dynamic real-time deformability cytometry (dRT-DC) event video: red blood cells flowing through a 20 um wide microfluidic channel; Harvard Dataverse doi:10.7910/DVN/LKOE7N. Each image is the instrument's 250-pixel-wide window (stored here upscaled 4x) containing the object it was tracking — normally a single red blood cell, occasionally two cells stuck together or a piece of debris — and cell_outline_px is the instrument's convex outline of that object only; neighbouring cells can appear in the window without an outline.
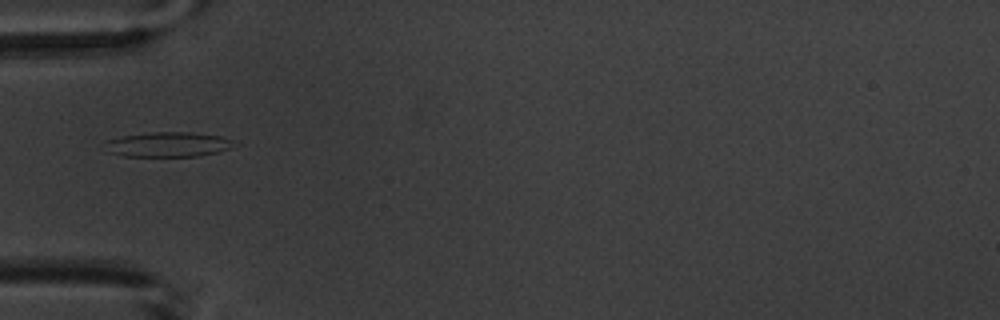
{"species": "common noctule bat (a hibernating species)", "species_latin": "Nyctalus noctula", "temperature_condition": "warm", "stored_images_in_passage": 10, "camera_frame_rate_fps": 3000, "um_per_image_px": 0.085, "animal": {"sex": "male", "body_mass_g": 20.1, "forearm_length_mm": 53.5}, "frame": {"image": 1, "passage_image": 5, "time_ms": 4.667, "image_size_px": [1000, 320], "cell_outline_px": [[240, 144], [220, 152], [200, 156], [124, 156], [104, 152], [108, 140], [124, 136], [152, 132], [188, 132], [220, 136], [232, 140]], "centroid_in_image_um": [14.33, 12.29], "position_along_channel_um": 70.7, "area_um2": 18.79}}
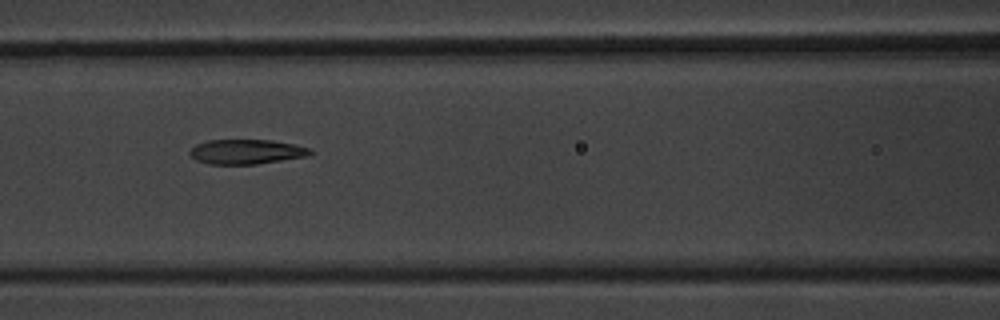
{"frame": {"image": 2, "passage_image": 7, "time_ms": 6.667, "image_size_px": [1000, 320], "cell_outline_px": [[312, 152], [308, 156], [256, 164], [208, 164], [196, 160], [188, 152], [196, 144], [208, 140], [272, 140], [312, 148]], "centroid_in_image_um": [20.94, 12.89], "position_along_channel_um": 145.7, "area_um2": 17.28}}
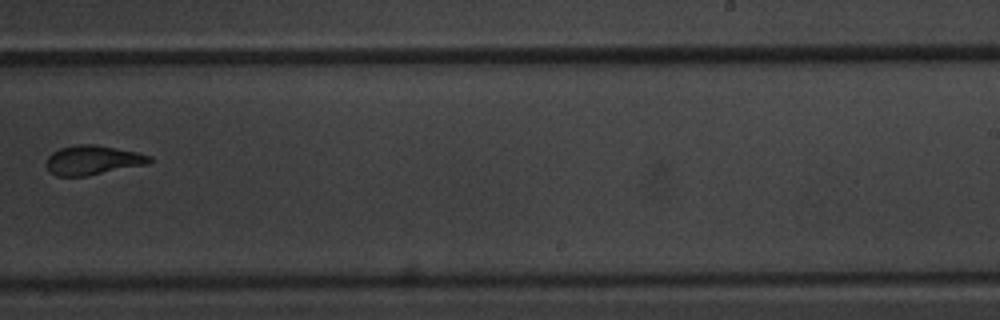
{"frame": {"image": 3, "passage_image": 10, "time_ms": 10.333, "image_size_px": [1000, 320], "cell_outline_px": [[152, 160], [148, 164], [88, 176], [56, 176], [48, 172], [44, 164], [48, 156], [52, 152], [60, 148], [76, 144], [96, 144], [136, 152], [152, 156]], "centroid_in_image_um": [7.84, 13.62], "position_along_channel_um": 281.2, "area_um2": 17.98}}